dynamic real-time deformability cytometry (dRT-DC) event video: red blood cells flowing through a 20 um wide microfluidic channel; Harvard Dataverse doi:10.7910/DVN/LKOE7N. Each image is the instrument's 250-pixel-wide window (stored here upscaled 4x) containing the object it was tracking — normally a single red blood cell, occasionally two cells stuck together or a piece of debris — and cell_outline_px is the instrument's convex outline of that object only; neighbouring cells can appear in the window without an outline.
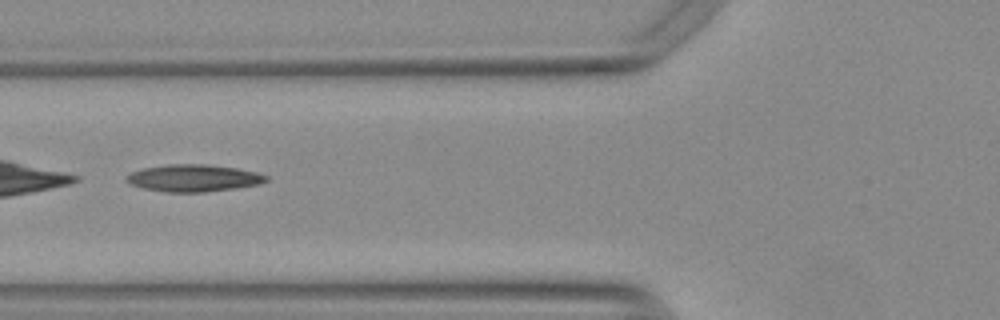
{"species": "Egyptian fruit bat (a non-hibernating species)", "species_latin": "Rousettus aegyptiacus", "temperature_condition": "warm", "stored_images_in_passage": 20, "camera_frame_rate_fps": 3000, "um_per_image_px": 0.085, "animal": {"sex": "female"}, "frame": {"image": 1, "passage_image": 4, "time_ms": 1.0, "image_size_px": [1000, 320], "cell_outline_px": [[268, 180], [260, 184], [204, 192], [168, 192], [144, 188], [132, 184], [124, 180], [132, 172], [144, 168], [168, 164], [208, 164], [236, 168], [256, 172], [268, 176]], "centroid_in_image_um": [16.47, 15.13], "position_along_channel_um": 109.3, "area_um2": 21.79}}